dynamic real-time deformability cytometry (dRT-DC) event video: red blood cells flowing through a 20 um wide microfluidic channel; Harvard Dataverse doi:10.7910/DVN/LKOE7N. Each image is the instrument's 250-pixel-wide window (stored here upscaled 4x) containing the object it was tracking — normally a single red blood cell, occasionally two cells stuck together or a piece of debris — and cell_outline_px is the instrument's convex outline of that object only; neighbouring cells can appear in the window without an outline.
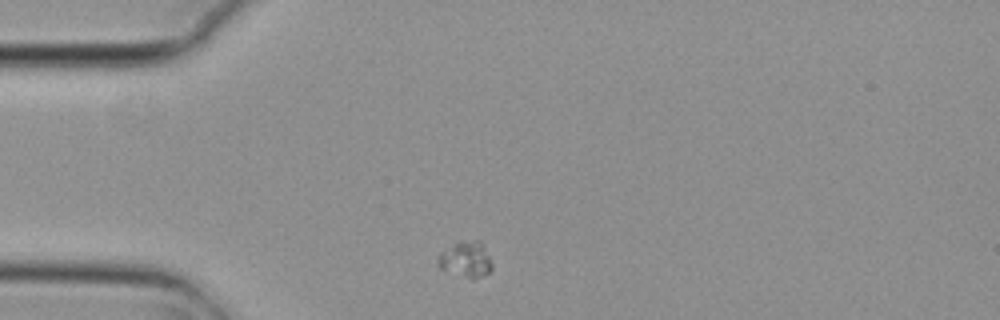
{"species": "common noctule bat (a hibernating species)", "species_latin": "Nyctalus noctula", "temperature_condition": "cold", "stored_images_in_passage": 2, "camera_frame_rate_fps": 3000, "um_per_image_px": 0.085, "animal": {"sex": "female", "body_mass_g": 29.2, "forearm_length_mm": 56.3}, "frame": {"image": 1, "passage_image": 1, "time_ms": 0.0, "image_size_px": [1000, 320], "cell_outline_px": [[492, 268], [484, 276], [472, 280], [440, 268], [436, 264], [436, 256], [440, 252], [456, 240], [480, 240], [484, 244], [492, 264]], "centroid_in_image_um": [39.56, 22.02], "position_along_channel_um": 45.4, "area_um2": 11.79}}